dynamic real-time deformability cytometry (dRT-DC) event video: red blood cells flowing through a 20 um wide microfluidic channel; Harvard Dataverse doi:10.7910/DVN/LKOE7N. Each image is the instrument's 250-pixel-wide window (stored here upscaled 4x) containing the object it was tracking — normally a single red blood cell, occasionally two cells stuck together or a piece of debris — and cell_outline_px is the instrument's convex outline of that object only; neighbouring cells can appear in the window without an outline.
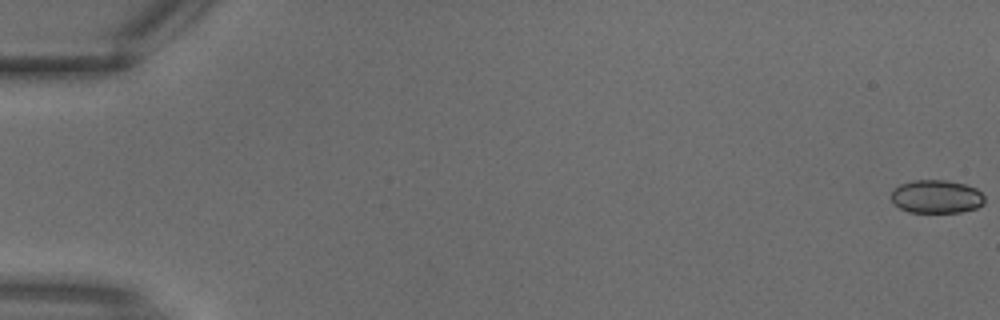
{"species": "common noctule bat (a hibernating species)", "species_latin": "Nyctalus noctula", "temperature_condition": "warm", "stored_images_in_passage": 2, "segment_of_instrument_passage": [2, 2], "camera_frame_rate_fps": 3000, "um_per_image_px": 0.085, "animal": {"sex": "male", "body_mass_g": 18.8}, "frame": {"image": 1, "passage_image": 2, "time_ms": 0.333, "image_size_px": [1000, 320], "cell_outline_px": [[984, 204], [976, 208], [960, 212], [908, 212], [900, 208], [892, 200], [892, 188], [900, 184], [912, 180], [948, 180], [964, 184], [976, 188], [984, 196]], "centroid_in_image_um": [79.59, 16.7], "position_along_channel_um": 5.4, "area_um2": 18.15}}